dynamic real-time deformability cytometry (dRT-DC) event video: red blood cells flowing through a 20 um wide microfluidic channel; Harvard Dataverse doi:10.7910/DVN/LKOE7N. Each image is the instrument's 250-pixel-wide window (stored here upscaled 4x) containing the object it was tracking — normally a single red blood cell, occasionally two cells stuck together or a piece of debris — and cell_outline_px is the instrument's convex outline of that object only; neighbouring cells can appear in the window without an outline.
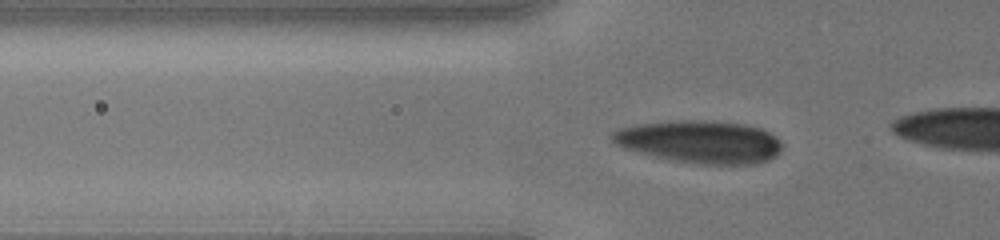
{"species": "human", "species_latin": "Homo sapiens", "temperature_condition": "cold", "stored_images_in_passage": 40, "camera_frame_rate_fps": 3000, "um_per_image_px": 0.085, "donor": {"sex": "male"}, "frame": {"image": 1, "passage_image": 13, "time_ms": 4.667, "image_size_px": [1000, 240], "cell_outline_px": [[784, 148], [776, 156], [768, 160], [756, 164], [700, 164], [668, 160], [652, 156], [624, 148], [616, 144], [608, 136], [612, 132], [620, 128], [636, 124], [680, 120], [712, 120], [744, 124], [760, 128], [776, 136], [780, 140]], "centroid_in_image_um": [59.51, 12.05], "position_along_channel_um": 66.3, "area_um2": 42.66}}
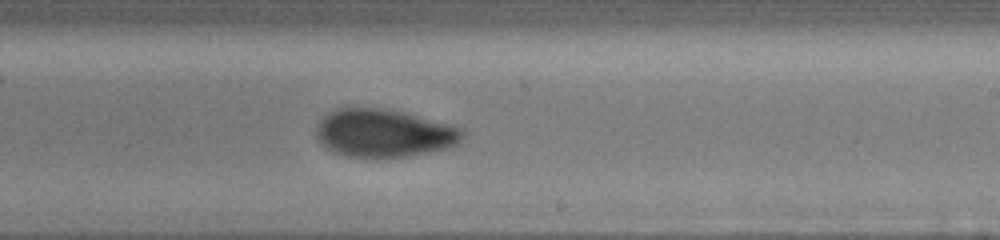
{"frame": {"image": 2, "passage_image": 29, "time_ms": 9.667, "image_size_px": [1000, 240], "cell_outline_px": [[464, 136], [456, 144], [448, 148], [408, 156], [376, 160], [348, 156], [332, 152], [316, 136], [316, 132], [320, 120], [328, 112], [336, 108], [376, 108], [404, 112], [452, 124], [464, 128]], "centroid_in_image_um": [32.66, 11.34], "position_along_channel_um": 256.3, "area_um2": 41.38}}
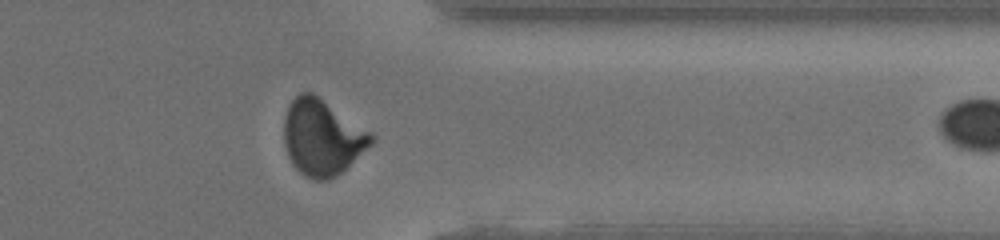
{"frame": {"image": 3, "passage_image": 39, "time_ms": 13.0, "image_size_px": [1000, 240], "cell_outline_px": [[376, 140], [372, 144], [336, 176], [328, 180], [312, 180], [304, 176], [292, 164], [288, 156], [284, 144], [284, 116], [288, 104], [300, 92], [312, 92], [372, 132], [376, 136]], "centroid_in_image_um": [27.38, 11.67], "position_along_channel_um": 384.0, "area_um2": 38.73}}